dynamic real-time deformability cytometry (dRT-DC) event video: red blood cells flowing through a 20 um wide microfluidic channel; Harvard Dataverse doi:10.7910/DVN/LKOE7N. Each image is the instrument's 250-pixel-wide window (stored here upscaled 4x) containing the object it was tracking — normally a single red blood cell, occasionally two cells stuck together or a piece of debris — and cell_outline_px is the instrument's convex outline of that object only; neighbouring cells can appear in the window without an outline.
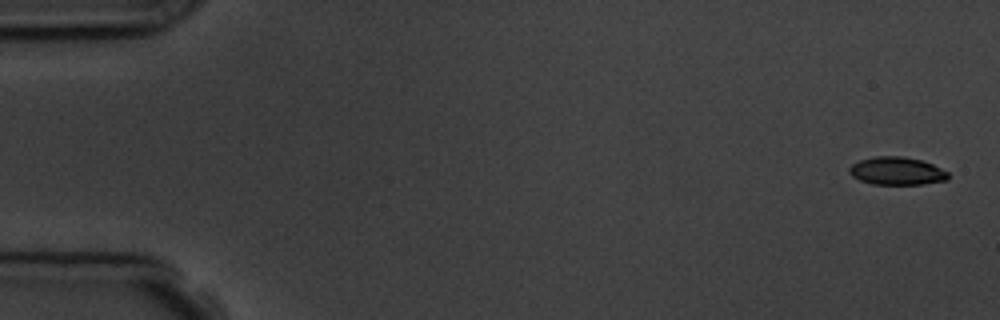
{"species": "common noctule bat (a hibernating species)", "species_latin": "Nyctalus noctula", "temperature_condition": "room temperature", "stored_images_in_passage": 5, "camera_frame_rate_fps": 3000, "um_per_image_px": 0.085, "animal": {"sex": "male", "body_mass_g": 19.5, "forearm_length_mm": 54.6}, "frame": {"image": 1, "passage_image": 1, "time_ms": 0.0, "image_size_px": [1000, 320], "cell_outline_px": [[948, 180], [924, 184], [872, 184], [860, 180], [852, 176], [848, 172], [848, 168], [852, 164], [860, 160], [872, 156], [904, 156], [924, 160], [948, 172]], "centroid_in_image_um": [76.22, 14.52], "position_along_channel_um": 8.8, "area_um2": 16.24}}
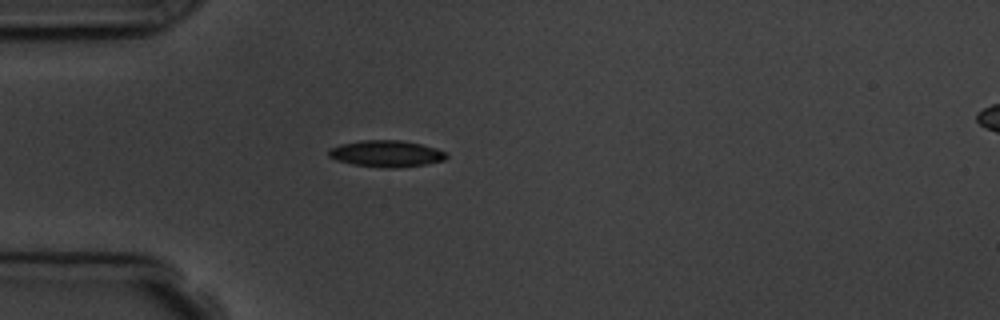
{"frame": {"image": 2, "passage_image": 5, "time_ms": 4.667, "image_size_px": [1000, 320], "cell_outline_px": [[448, 156], [444, 160], [424, 164], [396, 168], [384, 168], [352, 164], [336, 160], [328, 156], [328, 148], [340, 144], [360, 140], [400, 140], [420, 144], [436, 148], [444, 152]], "centroid_in_image_um": [32.78, 13.06], "position_along_channel_um": 52.2, "area_um2": 18.21}}